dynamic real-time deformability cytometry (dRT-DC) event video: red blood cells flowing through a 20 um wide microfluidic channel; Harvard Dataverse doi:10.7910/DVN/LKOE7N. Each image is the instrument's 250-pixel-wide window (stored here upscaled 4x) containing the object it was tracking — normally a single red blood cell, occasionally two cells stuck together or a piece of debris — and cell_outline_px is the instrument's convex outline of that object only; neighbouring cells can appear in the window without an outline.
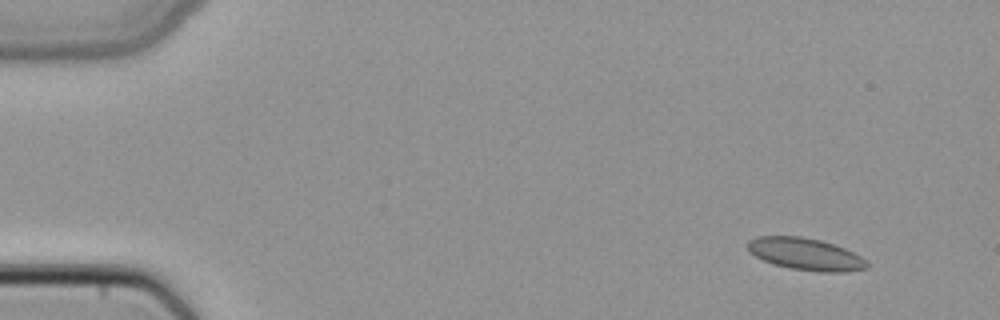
{"species": "common noctule bat (a hibernating species)", "species_latin": "Nyctalus noctula", "temperature_condition": "cold", "stored_images_in_passage": 4, "camera_frame_rate_fps": 3000, "um_per_image_px": 0.085, "animal": {"sex": "female", "body_mass_g": 22.7, "forearm_length_mm": 54.2}, "frame": {"image": 1, "passage_image": 1, "time_ms": 0.0, "image_size_px": [1000, 320], "cell_outline_px": [[868, 268], [844, 272], [820, 272], [792, 268], [772, 264], [748, 252], [748, 240], [756, 236], [800, 236], [820, 240], [844, 248], [860, 256], [868, 264]], "centroid_in_image_um": [68.44, 21.59], "position_along_channel_um": 16.6, "area_um2": 22.14}}
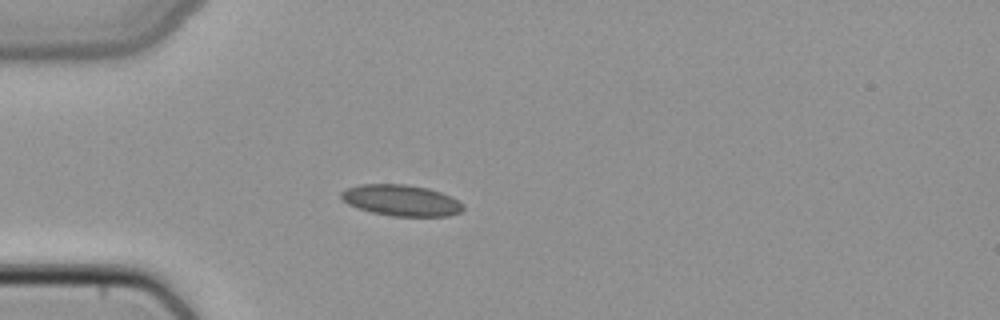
{"frame": {"image": 2, "passage_image": 3, "time_ms": 0.667, "image_size_px": [1000, 320], "cell_outline_px": [[464, 208], [460, 212], [448, 216], [392, 216], [372, 212], [348, 204], [340, 196], [340, 192], [348, 188], [360, 184], [404, 184], [428, 188], [452, 196], [464, 204]], "centroid_in_image_um": [34.13, 17.03], "position_along_channel_um": 50.9, "area_um2": 22.08}}